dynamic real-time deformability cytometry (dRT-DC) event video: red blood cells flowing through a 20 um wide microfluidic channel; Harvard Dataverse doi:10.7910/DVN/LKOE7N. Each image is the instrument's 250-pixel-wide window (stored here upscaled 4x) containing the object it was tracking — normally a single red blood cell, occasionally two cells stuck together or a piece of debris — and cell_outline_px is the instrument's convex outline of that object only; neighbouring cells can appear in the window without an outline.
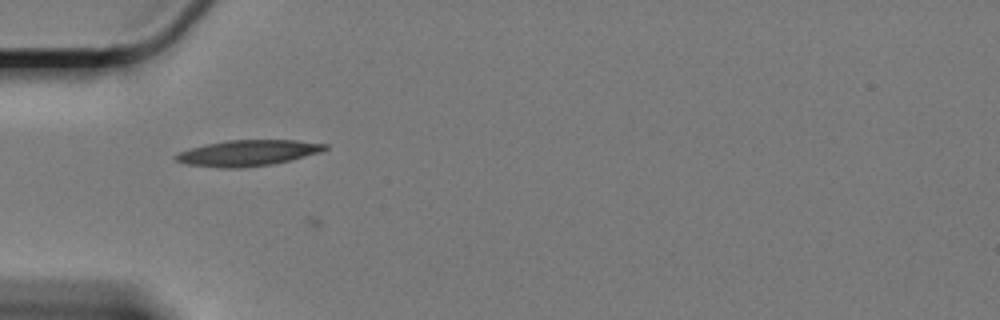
{"species": "Egyptian fruit bat (a non-hibernating species)", "species_latin": "Rousettus aegyptiacus", "temperature_condition": "cold", "stored_images_in_passage": 16, "camera_frame_rate_fps": 3000, "um_per_image_px": 0.085, "animal": {"sex": "female"}, "frame": {"image": 1, "passage_image": 8, "time_ms": 2.333, "image_size_px": [1000, 320], "cell_outline_px": [[328, 148], [320, 152], [272, 164], [244, 168], [220, 168], [188, 164], [176, 160], [172, 156], [176, 152], [204, 144], [228, 140], [296, 140], [328, 144]], "centroid_in_image_um": [21.01, 13.0], "position_along_channel_um": 64.0, "area_um2": 22.54}}